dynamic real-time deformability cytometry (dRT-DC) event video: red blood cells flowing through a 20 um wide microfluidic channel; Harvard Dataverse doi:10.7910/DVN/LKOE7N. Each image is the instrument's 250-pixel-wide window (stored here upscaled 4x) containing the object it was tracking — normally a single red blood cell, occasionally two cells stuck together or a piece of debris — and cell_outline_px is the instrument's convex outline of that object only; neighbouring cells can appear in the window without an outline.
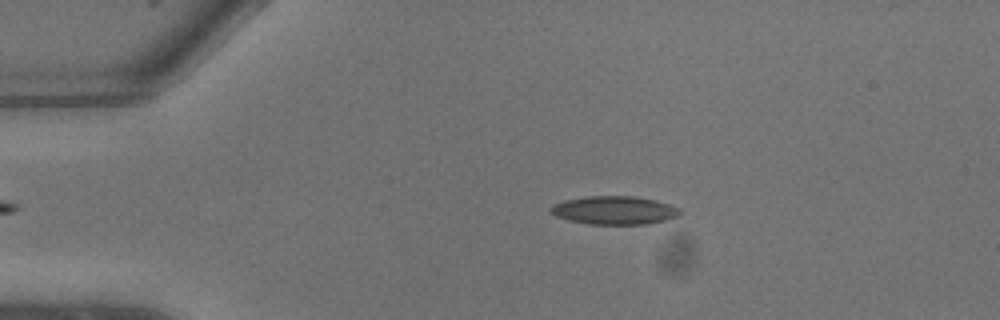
{"species": "common noctule bat (a hibernating species)", "species_latin": "Nyctalus noctula", "temperature_condition": "warm", "stored_images_in_passage": 9, "camera_frame_rate_fps": 3000, "um_per_image_px": 0.085, "animal": {"sex": "male", "body_mass_g": 13.3}, "frame": {"image": 1, "passage_image": 4, "time_ms": 1.0, "image_size_px": [1000, 320], "cell_outline_px": [[680, 216], [648, 224], [588, 224], [568, 220], [556, 216], [548, 208], [564, 200], [584, 196], [632, 196], [656, 200], [680, 208]], "centroid_in_image_um": [52.23, 17.87], "position_along_channel_um": 32.8, "area_um2": 21.33}}
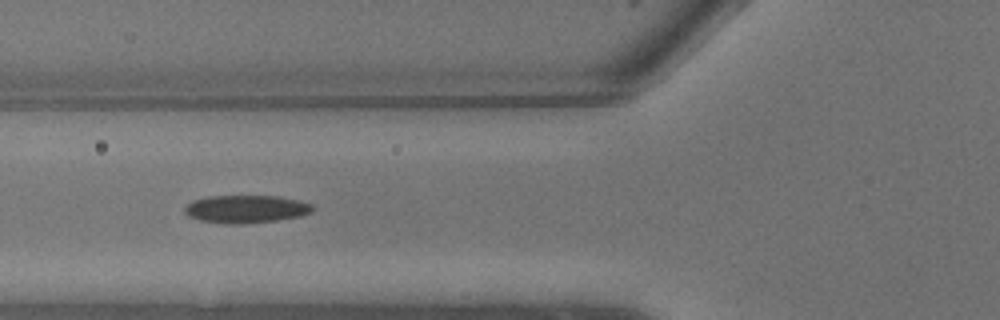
{"frame": {"image": 2, "passage_image": 8, "time_ms": 2.333, "image_size_px": [1000, 320], "cell_outline_px": [[312, 212], [300, 216], [276, 220], [240, 224], [228, 224], [200, 220], [188, 216], [184, 212], [184, 208], [192, 200], [208, 196], [276, 196], [300, 200], [312, 204]], "centroid_in_image_um": [20.89, 17.76], "position_along_channel_um": 104.9, "area_um2": 20.69}}
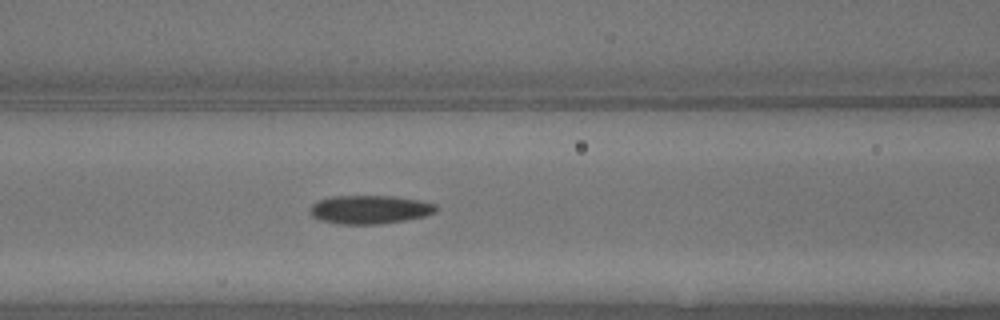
{"frame": {"image": 3, "passage_image": 9, "time_ms": 2.667, "image_size_px": [1000, 320], "cell_outline_px": [[436, 212], [424, 216], [404, 220], [376, 224], [340, 224], [320, 220], [312, 216], [308, 212], [308, 208], [316, 200], [332, 196], [396, 196], [420, 200], [436, 204]], "centroid_in_image_um": [31.38, 17.8], "position_along_channel_um": 135.2, "area_um2": 21.1}}